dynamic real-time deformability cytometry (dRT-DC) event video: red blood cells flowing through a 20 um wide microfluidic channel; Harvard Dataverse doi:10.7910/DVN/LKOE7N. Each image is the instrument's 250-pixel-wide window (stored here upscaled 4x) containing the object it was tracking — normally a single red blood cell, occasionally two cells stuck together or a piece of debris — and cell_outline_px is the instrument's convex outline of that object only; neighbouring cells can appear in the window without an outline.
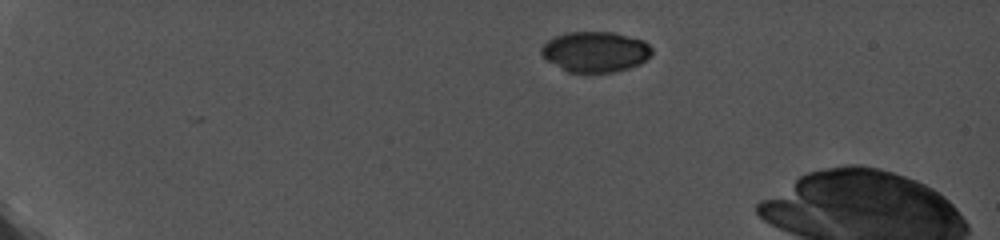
{"species": "common noctule bat (a hibernating species)", "species_latin": "Nyctalus noctula", "temperature_condition": "cold", "stored_images_in_passage": 3, "camera_frame_rate_fps": 5000, "um_per_image_px": 0.085, "animal": {"sex": "female", "body_mass_g": 19.0, "forearm_length_mm": 56.7}, "frame": {"image": 1, "passage_image": 1, "time_ms": 0.0, "image_size_px": [1000, 240], "cell_outline_px": [[652, 56], [640, 64], [628, 68], [612, 72], [568, 72], [544, 60], [540, 52], [540, 48], [548, 40], [556, 36], [568, 32], [612, 32], [644, 40], [652, 48]], "centroid_in_image_um": [50.59, 4.4], "position_along_channel_um": 34.4, "area_um2": 26.24}}